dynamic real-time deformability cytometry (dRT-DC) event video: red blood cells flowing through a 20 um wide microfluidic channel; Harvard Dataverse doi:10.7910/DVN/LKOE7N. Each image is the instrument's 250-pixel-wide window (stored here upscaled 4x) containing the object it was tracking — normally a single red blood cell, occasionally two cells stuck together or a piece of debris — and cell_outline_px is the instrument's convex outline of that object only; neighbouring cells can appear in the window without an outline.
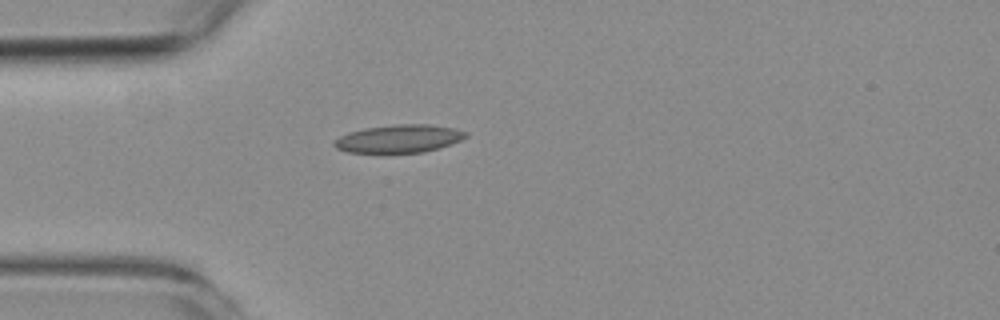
{"species": "common noctule bat (a hibernating species)", "species_latin": "Nyctalus noctula", "temperature_condition": "room temperature", "stored_images_in_passage": 32, "camera_frame_rate_fps": 3000, "um_per_image_px": 0.085, "animal": {"sex": "female", "body_mass_g": 19.3, "forearm_length_mm": 54.1}, "frame": {"image": 1, "passage_image": 1, "time_ms": 0.0, "image_size_px": [1000, 320], "cell_outline_px": [[468, 136], [460, 140], [440, 148], [424, 152], [384, 156], [348, 152], [336, 148], [332, 144], [332, 140], [348, 132], [364, 128], [396, 124], [428, 124], [452, 128], [468, 132]], "centroid_in_image_um": [33.83, 11.84], "position_along_channel_um": 51.2, "area_um2": 22.48}}
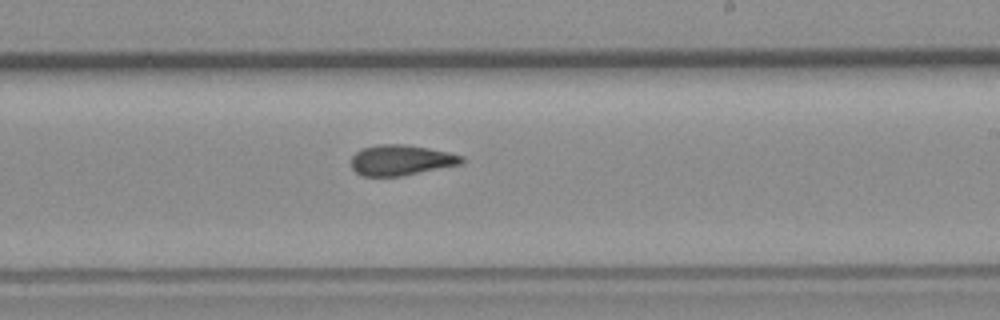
{"frame": {"image": 2, "passage_image": 18, "time_ms": 5.667, "image_size_px": [1000, 320], "cell_outline_px": [[464, 164], [404, 176], [360, 176], [352, 168], [352, 156], [360, 148], [376, 144], [404, 144], [428, 148], [448, 152], [464, 156]], "centroid_in_image_um": [34.11, 13.61], "position_along_channel_um": 254.9, "area_um2": 20.0}}
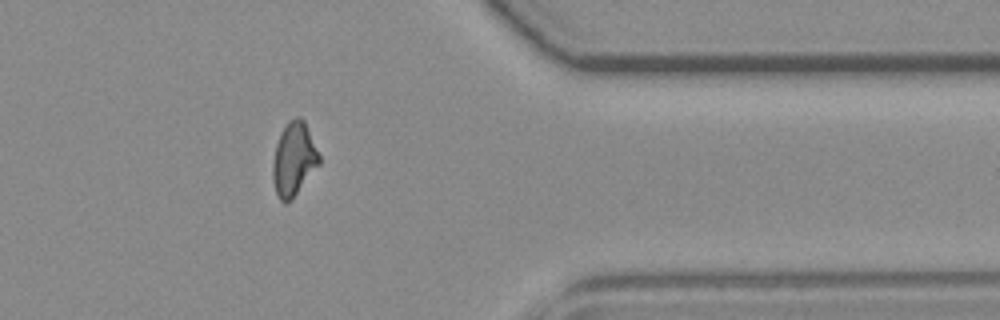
{"frame": {"image": 3, "passage_image": 30, "time_ms": 9.667, "image_size_px": [1000, 320], "cell_outline_px": [[320, 164], [292, 200], [284, 204], [280, 200], [276, 192], [272, 180], [272, 164], [276, 144], [280, 132], [284, 124], [288, 120], [296, 116], [300, 116], [304, 120], [320, 156]], "centroid_in_image_um": [24.96, 13.53], "position_along_channel_um": 386.4, "area_um2": 20.17}, "authors_computed_cell_mechanics": {"area_um2": 20.0855, "velocity_mm_per_s": 3.7519, "shape_relaxation_time_tau1_ms": null, "shape_relaxation_time_tau2_ms": 2.078, "deformation_change_tau1": null, "deformation_change_tau2": 0.0774}}